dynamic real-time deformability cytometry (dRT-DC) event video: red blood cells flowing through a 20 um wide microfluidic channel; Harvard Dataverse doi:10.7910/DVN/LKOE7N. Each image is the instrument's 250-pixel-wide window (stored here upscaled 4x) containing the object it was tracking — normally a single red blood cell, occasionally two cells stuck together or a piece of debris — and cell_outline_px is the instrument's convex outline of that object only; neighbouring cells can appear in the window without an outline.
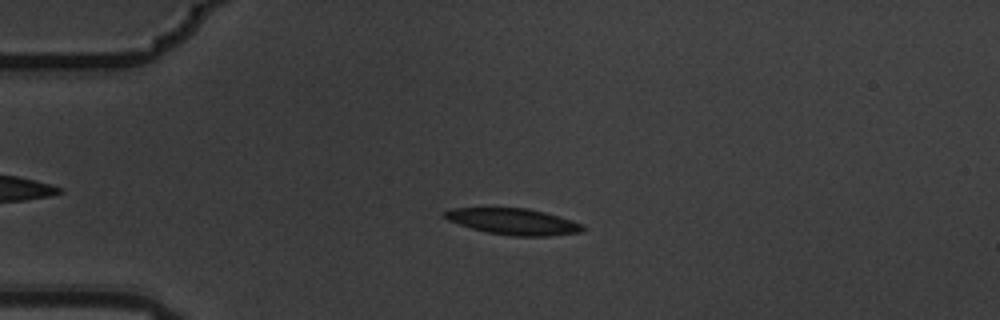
{"species": "common noctule bat (a hibernating species)", "species_latin": "Nyctalus noctula", "temperature_condition": "warm", "stored_images_in_passage": 4, "camera_frame_rate_fps": 3000, "um_per_image_px": 0.085, "animal": {"sex": "male", "body_mass_g": 19.5, "forearm_length_mm": 54.6}, "frame": {"image": 1, "passage_image": 2, "time_ms": 0.333, "image_size_px": [1000, 320], "cell_outline_px": [[588, 228], [584, 232], [548, 236], [512, 236], [488, 232], [472, 228], [448, 220], [440, 216], [444, 212], [452, 208], [528, 208], [544, 212], [572, 220], [584, 224]], "centroid_in_image_um": [43.69, 18.83], "position_along_channel_um": 41.3, "area_um2": 21.21}}
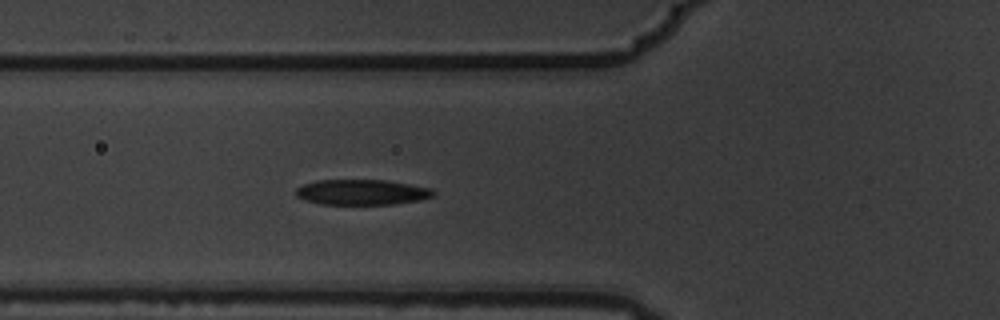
{"frame": {"image": 2, "passage_image": 4, "time_ms": 1.0, "image_size_px": [1000, 320], "cell_outline_px": [[436, 192], [432, 196], [416, 200], [396, 204], [320, 204], [304, 200], [296, 196], [296, 188], [304, 184], [316, 180], [384, 180], [432, 188]], "centroid_in_image_um": [30.72, 16.33], "position_along_channel_um": 95.1, "area_um2": 20.23}}